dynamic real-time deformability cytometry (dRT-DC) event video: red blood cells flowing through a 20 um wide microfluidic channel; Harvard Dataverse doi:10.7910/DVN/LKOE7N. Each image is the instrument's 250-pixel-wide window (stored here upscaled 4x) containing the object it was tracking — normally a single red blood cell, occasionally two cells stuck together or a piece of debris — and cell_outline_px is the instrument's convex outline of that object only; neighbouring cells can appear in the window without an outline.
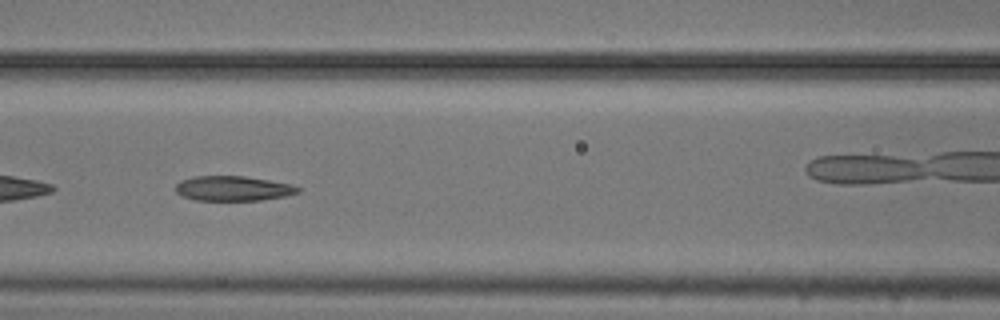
{"species": "common noctule bat (a hibernating species)", "species_latin": "Nyctalus noctula", "temperature_condition": "cold", "stored_images_in_passage": 52, "camera_frame_rate_fps": 3000, "um_per_image_px": 0.085, "animal": {"sex": "male", "body_mass_g": 20.5, "forearm_length_mm": 52.5}, "frame": {"image": 1, "passage_image": 23, "time_ms": 7.333, "image_size_px": [1000, 320], "cell_outline_px": [[300, 192], [284, 196], [260, 200], [196, 200], [184, 196], [176, 192], [176, 184], [180, 180], [192, 176], [244, 176], [292, 184], [300, 188]], "centroid_in_image_um": [19.8, 16.01], "position_along_channel_um": 146.8, "area_um2": 17.63}, "authors_computed_cell_mechanics": {"area_um2": 20.7791, "velocity_mm_per_s": 3.7074, "shape_relaxation_time_tau1_ms": null, "shape_relaxation_time_tau2_ms": 2.9974, "deformation_change_tau1": null, "deformation_change_tau2": 0.1092}}